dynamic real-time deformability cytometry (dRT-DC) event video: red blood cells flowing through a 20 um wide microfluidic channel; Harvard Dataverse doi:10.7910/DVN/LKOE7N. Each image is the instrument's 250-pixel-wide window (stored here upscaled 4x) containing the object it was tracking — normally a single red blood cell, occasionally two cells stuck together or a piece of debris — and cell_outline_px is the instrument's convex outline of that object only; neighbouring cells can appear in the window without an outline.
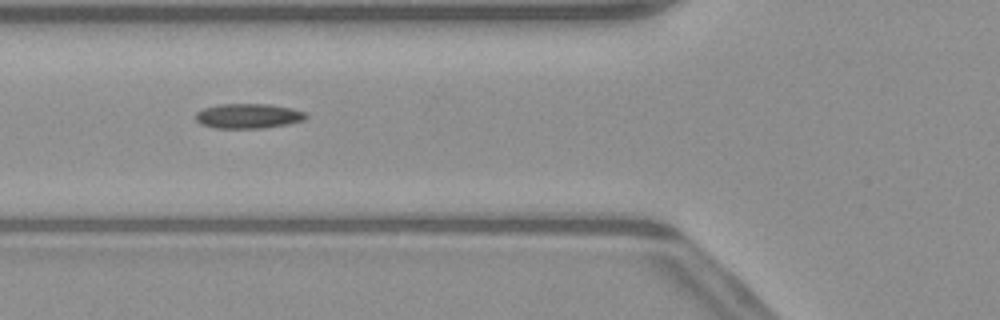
{"species": "common noctule bat (a hibernating species)", "species_latin": "Nyctalus noctula", "temperature_condition": "warm", "stored_images_in_passage": 49, "camera_frame_rate_fps": 3000, "um_per_image_px": 0.085, "animal": {"sex": "male", "body_mass_g": 23.1, "forearm_length_mm": 52.7}, "frame": {"image": 1, "passage_image": 17, "time_ms": 5.333, "image_size_px": [1000, 320], "cell_outline_px": [[308, 116], [304, 120], [288, 124], [264, 128], [216, 128], [200, 124], [196, 120], [196, 112], [204, 108], [220, 104], [268, 104], [292, 108], [304, 112]], "centroid_in_image_um": [21.1, 9.86], "position_along_channel_um": 104.7, "area_um2": 15.95}}
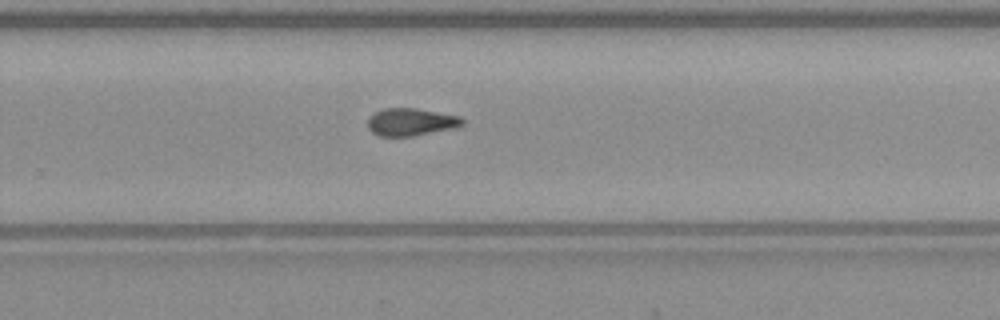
{"frame": {"image": 2, "passage_image": 31, "time_ms": 10.0, "image_size_px": [1000, 320], "cell_outline_px": [[464, 124], [456, 128], [412, 136], [380, 136], [372, 132], [368, 128], [368, 116], [384, 108], [416, 108], [460, 116], [464, 120]], "centroid_in_image_um": [34.94, 10.37], "position_along_channel_um": 294.9, "area_um2": 15.26}}
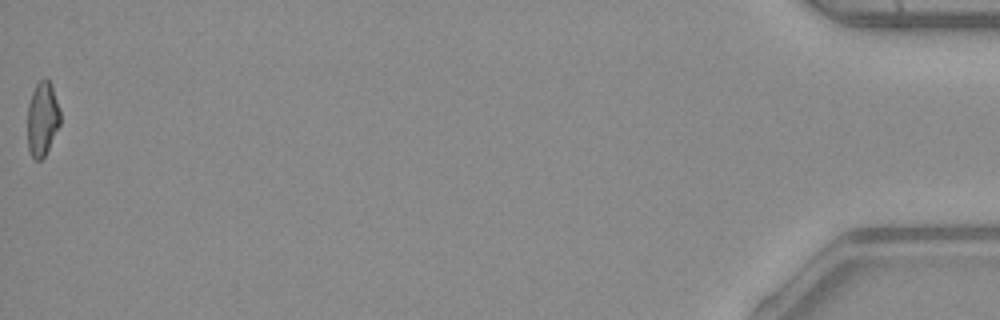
{"frame": {"image": 3, "passage_image": 49, "time_ms": 16.0, "image_size_px": [1000, 320], "cell_outline_px": [[60, 124], [44, 156], [40, 160], [36, 160], [32, 156], [28, 148], [28, 104], [32, 92], [36, 84], [44, 76], [48, 80], [52, 88], [60, 112]], "centroid_in_image_um": [3.59, 10.09], "position_along_channel_um": 431.6, "area_um2": 13.87}, "authors_computed_cell_mechanics": {"area_um2": 15.2014, "velocity_mm_per_s": 4.0808, "shape_relaxation_time_tau1_ms": null, "shape_relaxation_time_tau2_ms": 2.936, "deformation_change_tau1": null, "deformation_change_tau2": 0.0859}}